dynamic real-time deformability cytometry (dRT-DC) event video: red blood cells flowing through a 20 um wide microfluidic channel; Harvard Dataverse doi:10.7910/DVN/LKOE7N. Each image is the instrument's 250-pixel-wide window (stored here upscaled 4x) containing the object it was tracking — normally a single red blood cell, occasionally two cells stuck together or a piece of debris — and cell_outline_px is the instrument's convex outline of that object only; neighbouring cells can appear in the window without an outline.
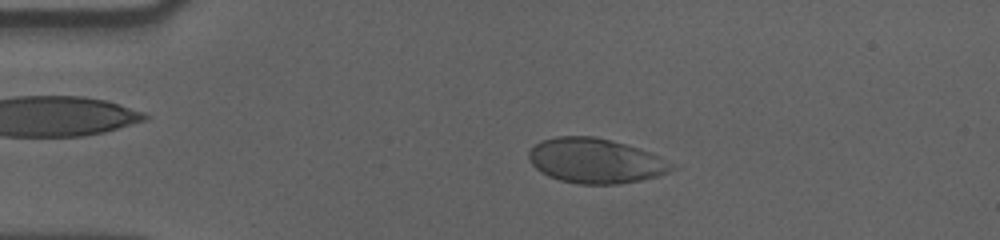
{"species": "human", "species_latin": "Homo sapiens", "temperature_condition": "cold", "stored_images_in_passage": 56, "camera_frame_rate_fps": 3000, "um_per_image_px": 0.085, "donor": {"sex": "male"}, "frame": {"image": 1, "passage_image": 11, "time_ms": 3.333, "image_size_px": [1000, 240], "cell_outline_px": [[680, 164], [676, 168], [668, 172], [656, 176], [640, 180], [616, 184], [580, 184], [560, 180], [548, 176], [540, 172], [528, 160], [528, 152], [540, 140], [556, 136], [596, 136], [612, 140], [648, 152]], "centroid_in_image_um": [50.62, 13.66], "position_along_channel_um": 34.4, "area_um2": 37.51}}
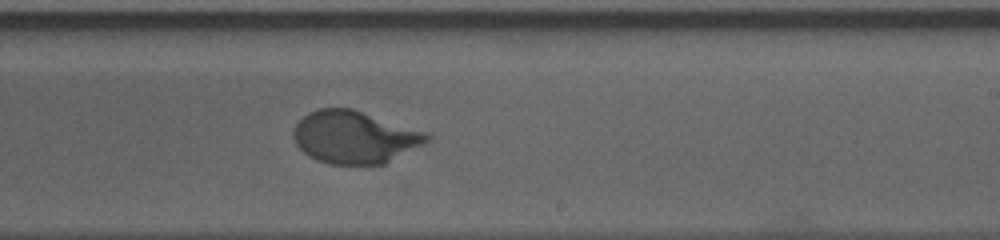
{"frame": {"image": 2, "passage_image": 34, "time_ms": 11.0, "image_size_px": [1000, 240], "cell_outline_px": [[432, 140], [384, 164], [328, 164], [316, 160], [308, 156], [296, 144], [292, 136], [292, 132], [296, 124], [308, 112], [320, 108], [352, 108], [428, 132], [432, 136]], "centroid_in_image_um": [30.16, 11.65], "position_along_channel_um": 258.8, "area_um2": 41.1}}
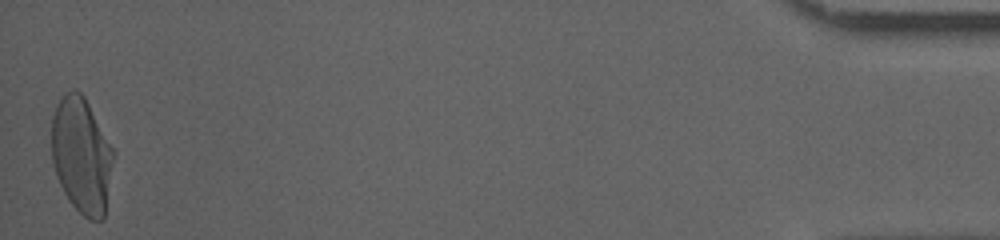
{"frame": {"image": 3, "passage_image": 56, "time_ms": 18.333, "image_size_px": [1000, 240], "cell_outline_px": [[116, 152], [104, 220], [88, 220], [68, 200], [56, 176], [52, 164], [52, 116], [56, 104], [64, 92], [72, 88], [76, 88], [84, 96]], "centroid_in_image_um": [6.95, 13.19], "position_along_channel_um": 428.2, "area_um2": 42.54}, "authors_computed_cell_mechanics": {"area_um2": 40.0843, "velocity_mm_per_s": 3.5336, "shape_relaxation_time_tau1_ms": 4.124, "shape_relaxation_time_tau2_ms": null, "deformation_change_tau1": 0.1726, "deformation_change_tau2": null}}